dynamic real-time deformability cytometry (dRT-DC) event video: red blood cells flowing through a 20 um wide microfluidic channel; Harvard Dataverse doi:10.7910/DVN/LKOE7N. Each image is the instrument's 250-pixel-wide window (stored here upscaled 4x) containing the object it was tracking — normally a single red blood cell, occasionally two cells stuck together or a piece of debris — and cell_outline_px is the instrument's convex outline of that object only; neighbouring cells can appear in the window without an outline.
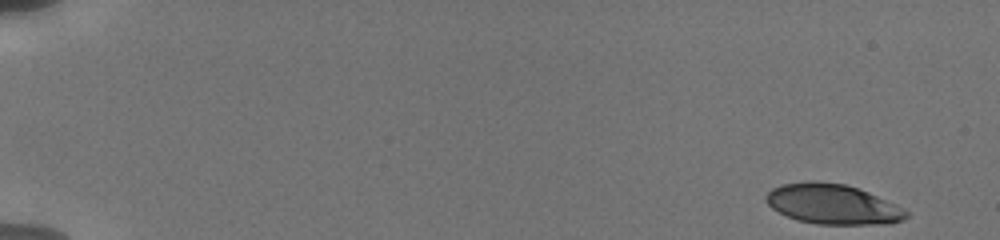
{"species": "human", "species_latin": "Homo sapiens", "temperature_condition": "cold", "stored_images_in_passage": 18, "camera_frame_rate_fps": 3000, "um_per_image_px": 0.085, "donor": {"sex": "male"}, "frame": {"image": 1, "passage_image": 1, "time_ms": 0.0, "image_size_px": [1000, 240], "cell_outline_px": [[908, 216], [904, 220], [892, 224], [816, 224], [796, 220], [772, 208], [764, 200], [764, 196], [772, 188], [780, 184], [808, 180], [812, 180], [844, 184], [868, 192], [896, 204], [904, 208], [908, 212]], "centroid_in_image_um": [70.77, 17.35], "position_along_channel_um": 14.2, "area_um2": 32.95}}
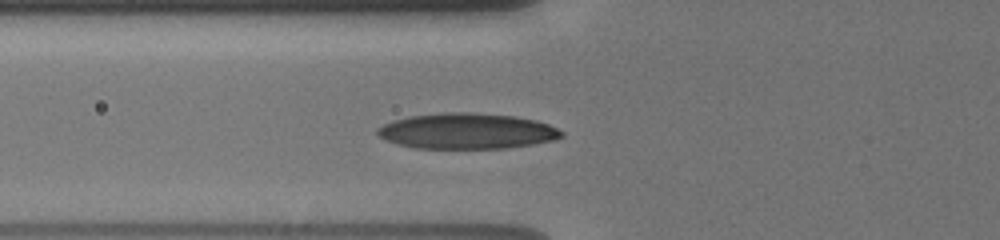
{"frame": {"image": 2, "passage_image": 15, "time_ms": 6.333, "image_size_px": [1000, 240], "cell_outline_px": [[564, 136], [552, 140], [532, 144], [504, 148], [416, 148], [400, 144], [388, 140], [380, 136], [376, 132], [376, 128], [384, 124], [408, 116], [444, 112], [468, 112], [516, 116], [536, 120], [548, 124], [564, 132]], "centroid_in_image_um": [39.71, 11.13], "position_along_channel_um": 86.1, "area_um2": 38.03}}
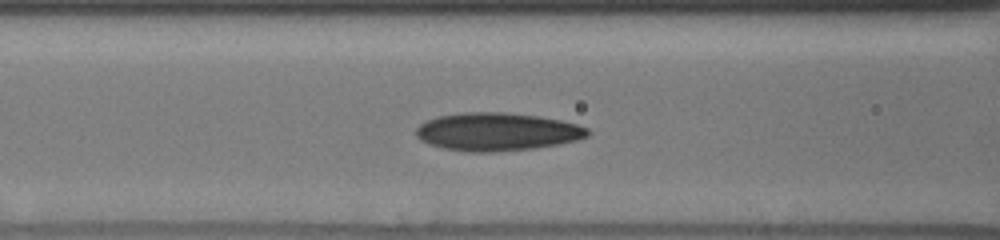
{"frame": {"image": 3, "passage_image": 17, "time_ms": 7.333, "image_size_px": [1000, 240], "cell_outline_px": [[592, 132], [588, 136], [576, 140], [560, 144], [536, 148], [492, 152], [472, 152], [444, 148], [428, 144], [420, 140], [416, 136], [416, 128], [420, 124], [428, 120], [440, 116], [464, 112], [504, 112], [536, 116], [560, 120], [576, 124], [588, 128]], "centroid_in_image_um": [42.26, 11.2], "position_along_channel_um": 124.3, "area_um2": 37.97}}